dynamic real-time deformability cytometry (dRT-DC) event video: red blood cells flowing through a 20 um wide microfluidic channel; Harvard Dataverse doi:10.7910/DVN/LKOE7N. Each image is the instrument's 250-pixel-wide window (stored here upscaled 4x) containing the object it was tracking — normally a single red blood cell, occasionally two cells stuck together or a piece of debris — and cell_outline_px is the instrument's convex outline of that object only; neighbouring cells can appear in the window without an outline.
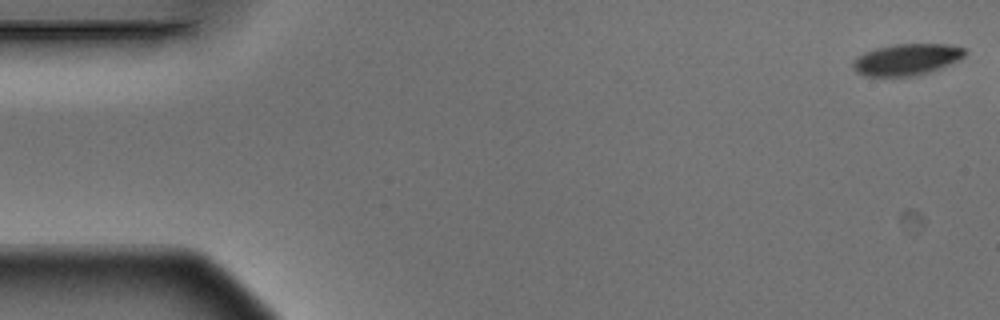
{"species": "Egyptian fruit bat (a non-hibernating species)", "species_latin": "Rousettus aegyptiacus", "temperature_condition": "warm", "stored_images_in_passage": 3, "camera_frame_rate_fps": 3000, "um_per_image_px": 0.085, "animal": {"sex": "male"}, "frame": {"image": 1, "passage_image": 1, "time_ms": 0.0, "image_size_px": [1000, 320], "cell_outline_px": [[968, 52], [964, 56], [940, 68], [928, 72], [912, 76], [864, 76], [856, 72], [852, 68], [852, 60], [856, 56], [864, 52], [876, 48], [892, 44], [948, 44], [964, 48]], "centroid_in_image_um": [77.01, 5.05], "position_along_channel_um": 8.0, "area_um2": 20.58}}